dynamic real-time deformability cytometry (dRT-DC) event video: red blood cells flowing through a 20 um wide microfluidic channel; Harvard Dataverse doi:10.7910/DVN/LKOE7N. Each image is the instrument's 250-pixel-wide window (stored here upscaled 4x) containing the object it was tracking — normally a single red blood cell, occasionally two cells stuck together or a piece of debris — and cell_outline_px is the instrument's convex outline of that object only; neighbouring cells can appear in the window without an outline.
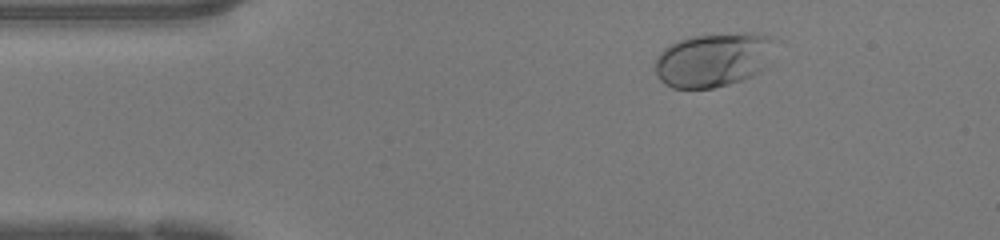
{"species": "human", "species_latin": "Homo sapiens", "temperature_condition": "warm", "stored_images_in_passage": 45, "camera_frame_rate_fps": 3000, "um_per_image_px": 0.085, "donor": {"sex": "female"}, "frame": {"image": 1, "passage_image": 5, "time_ms": 1.333, "image_size_px": [1000, 240], "cell_outline_px": [[772, 40], [764, 68], [760, 72], [744, 80], [712, 88], [672, 88], [664, 84], [656, 76], [652, 64], [656, 56], [668, 44], [692, 36], [740, 32], [756, 32], [768, 36]], "centroid_in_image_um": [60.53, 5.09], "position_along_channel_um": 24.5, "area_um2": 37.86}}
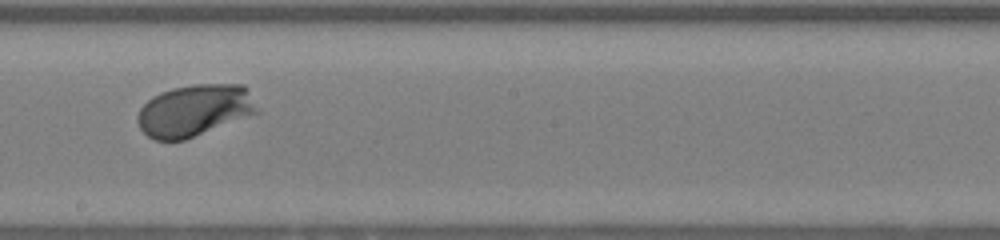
{"frame": {"image": 2, "passage_image": 24, "time_ms": 7.667, "image_size_px": [1000, 240], "cell_outline_px": [[260, 112], [184, 140], [156, 140], [148, 136], [140, 128], [136, 120], [136, 116], [140, 108], [152, 96], [160, 92], [172, 88], [192, 84], [244, 84], [248, 88]], "centroid_in_image_um": [16.53, 9.37], "position_along_channel_um": 231.7, "area_um2": 36.24}}
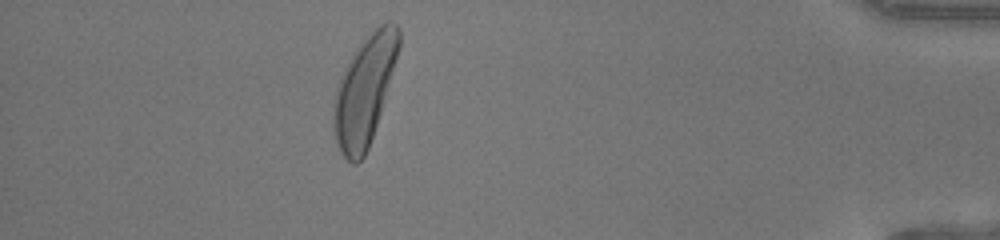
{"frame": {"image": 3, "passage_image": 40, "time_ms": 13.0, "image_size_px": [1000, 240], "cell_outline_px": [[400, 48], [380, 112], [368, 148], [364, 156], [356, 164], [352, 164], [340, 152], [336, 144], [332, 116], [332, 104], [336, 88], [340, 76], [344, 68], [360, 44], [380, 24], [388, 20], [392, 20], [400, 28]], "centroid_in_image_um": [30.97, 7.69], "position_along_channel_um": 404.2, "area_um2": 41.1}, "authors_computed_cell_mechanics": {"area_um2": 35.3736, "velocity_mm_per_s": 4.2376, "shape_relaxation_time_tau1_ms": 1.3326, "shape_relaxation_time_tau2_ms": null, "deformation_change_tau1": 0.1328, "deformation_change_tau2": null}}